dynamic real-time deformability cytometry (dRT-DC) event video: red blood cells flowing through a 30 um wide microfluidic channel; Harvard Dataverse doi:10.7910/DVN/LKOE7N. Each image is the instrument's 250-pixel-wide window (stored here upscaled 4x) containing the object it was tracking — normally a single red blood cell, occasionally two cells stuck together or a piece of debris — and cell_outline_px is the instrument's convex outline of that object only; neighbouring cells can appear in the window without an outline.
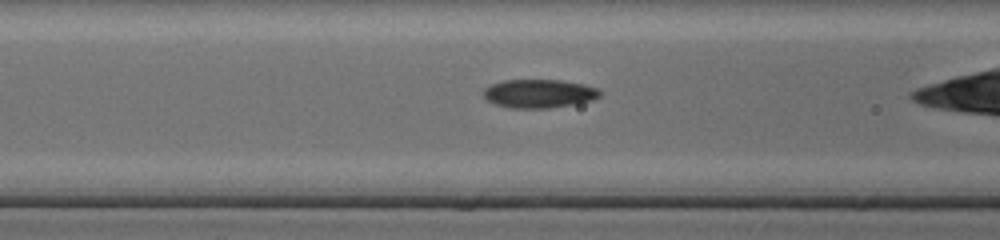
{"species": "common noctule bat (a hibernating species)", "species_latin": "Nyctalus noctula", "temperature_condition": "cold", "stored_images_in_passage": 27, "camera_frame_rate_fps": 3000, "um_per_image_px": 0.085, "animal": {"sex": "female", "body_mass_g": 17.0, "forearm_length_mm": 48.0}, "frame": {"image": 1, "passage_image": 8, "time_ms": 2.333, "image_size_px": [1000, 240], "cell_outline_px": [[600, 96], [592, 100], [576, 104], [548, 108], [508, 108], [496, 104], [488, 100], [484, 96], [484, 88], [492, 84], [504, 80], [560, 80], [584, 84], [596, 88], [600, 92]], "centroid_in_image_um": [45.82, 7.96], "position_along_channel_um": 120.8, "area_um2": 19.31}}
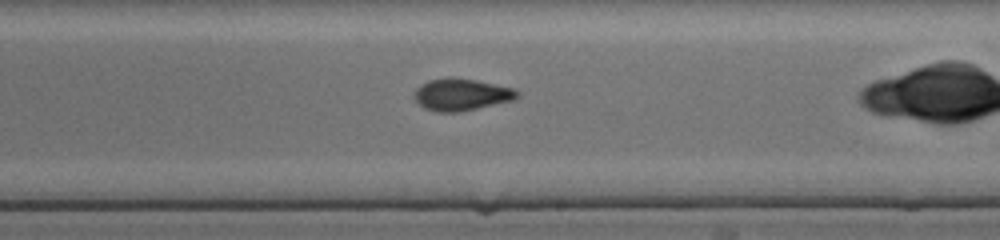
{"frame": {"image": 2, "passage_image": 17, "time_ms": 5.333, "image_size_px": [1000, 240], "cell_outline_px": [[520, 96], [512, 100], [460, 112], [436, 112], [424, 108], [412, 96], [416, 88], [420, 84], [428, 80], [476, 80], [512, 88], [520, 92]], "centroid_in_image_um": [39.2, 8.08], "position_along_channel_um": 249.8, "area_um2": 18.61}}
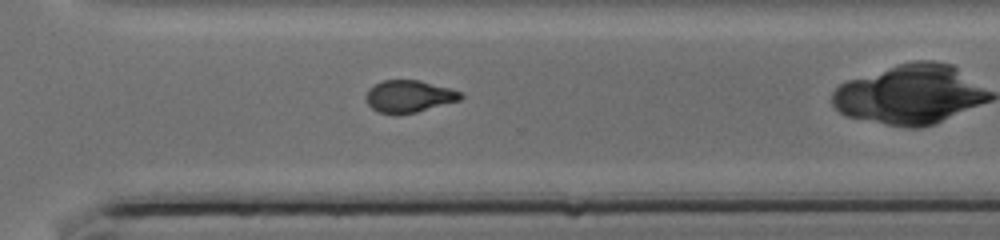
{"frame": {"image": 3, "passage_image": 23, "time_ms": 7.333, "image_size_px": [1000, 240], "cell_outline_px": [[464, 96], [460, 100], [416, 112], [396, 116], [376, 112], [364, 100], [364, 96], [368, 88], [384, 80], [420, 80], [448, 88], [460, 92]], "centroid_in_image_um": [34.7, 8.21], "position_along_channel_um": 335.9, "area_um2": 17.98}}